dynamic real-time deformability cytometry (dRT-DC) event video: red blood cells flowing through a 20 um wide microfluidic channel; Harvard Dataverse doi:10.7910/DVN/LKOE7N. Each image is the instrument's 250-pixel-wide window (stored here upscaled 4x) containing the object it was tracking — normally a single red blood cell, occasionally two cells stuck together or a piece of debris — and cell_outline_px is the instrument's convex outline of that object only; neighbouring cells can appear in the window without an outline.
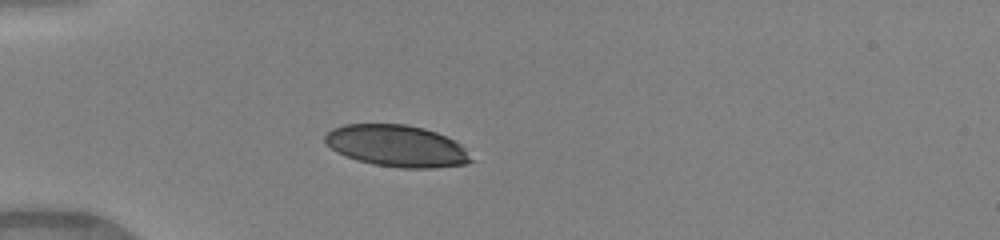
{"species": "human", "species_latin": "Homo sapiens", "temperature_condition": "warm", "stored_images_in_passage": 30, "camera_frame_rate_fps": 3000, "um_per_image_px": 0.085, "donor": {"sex": "female"}, "frame": {"image": 1, "passage_image": 1, "time_ms": 0.0, "image_size_px": [1000, 240], "cell_outline_px": [[476, 160], [464, 164], [432, 168], [400, 168], [376, 164], [356, 160], [332, 148], [324, 140], [324, 136], [332, 128], [344, 124], [404, 124], [424, 128], [436, 132], [460, 144]], "centroid_in_image_um": [33.75, 12.4], "position_along_channel_um": 51.3, "area_um2": 35.2}}
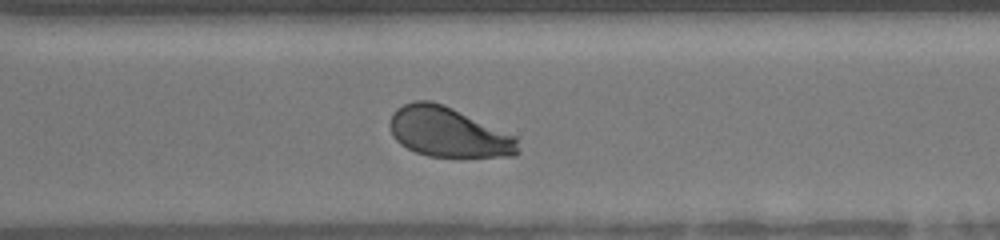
{"frame": {"image": 2, "passage_image": 23, "time_ms": 7.333, "image_size_px": [1000, 240], "cell_outline_px": [[520, 152], [516, 156], [460, 160], [428, 156], [416, 152], [400, 144], [392, 136], [388, 124], [392, 112], [396, 108], [404, 104], [416, 100], [432, 100], [444, 104], [516, 136]], "centroid_in_image_um": [38.14, 11.29], "position_along_channel_um": 332.5, "area_um2": 38.67}}
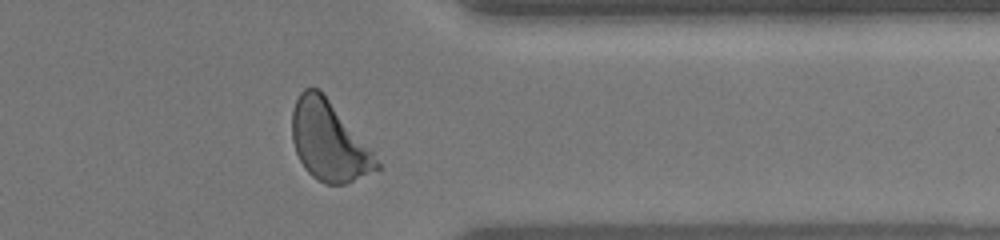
{"frame": {"image": 3, "passage_image": 27, "time_ms": 8.667, "image_size_px": [1000, 240], "cell_outline_px": [[380, 168], [344, 184], [324, 184], [312, 176], [304, 168], [296, 152], [292, 140], [292, 112], [296, 100], [300, 92], [304, 88], [320, 88], [372, 152], [380, 164]], "centroid_in_image_um": [27.91, 11.98], "position_along_channel_um": 383.5, "area_um2": 38.55}, "authors_computed_cell_mechanics": {"area_um2": 38.4659, "velocity_mm_per_s": 4.1012, "shape_relaxation_time_tau1_ms": 3.1956, "shape_relaxation_time_tau2_ms": null, "deformation_change_tau1": 0.1665, "deformation_change_tau2": null}}